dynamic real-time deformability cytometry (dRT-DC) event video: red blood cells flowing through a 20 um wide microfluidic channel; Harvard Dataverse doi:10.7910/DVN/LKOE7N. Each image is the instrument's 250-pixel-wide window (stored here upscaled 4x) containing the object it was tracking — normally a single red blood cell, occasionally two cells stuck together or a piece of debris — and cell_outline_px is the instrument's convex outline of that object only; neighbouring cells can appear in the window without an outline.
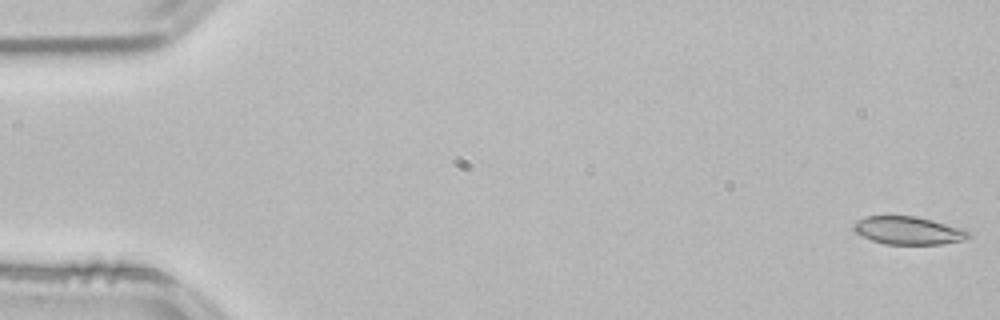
{"species": "common noctule bat (a hibernating species)", "species_latin": "Nyctalus noctula", "temperature_condition": "room temperature", "stored_images_in_passage": 49, "camera_frame_rate_fps": 3000, "um_per_image_px": 0.085, "animal": {"sex": "male", "body_mass_g": 21.5, "forearm_length_mm": 52.0}, "frame": {"image": 1, "passage_image": 1, "time_ms": 0.0, "image_size_px": [1000, 320], "cell_outline_px": [[972, 236], [964, 240], [940, 244], [884, 244], [872, 240], [856, 232], [852, 228], [852, 224], [856, 220], [864, 216], [916, 216], [968, 228]], "centroid_in_image_um": [77.26, 19.58], "position_along_channel_um": 7.7, "area_um2": 19.07}}
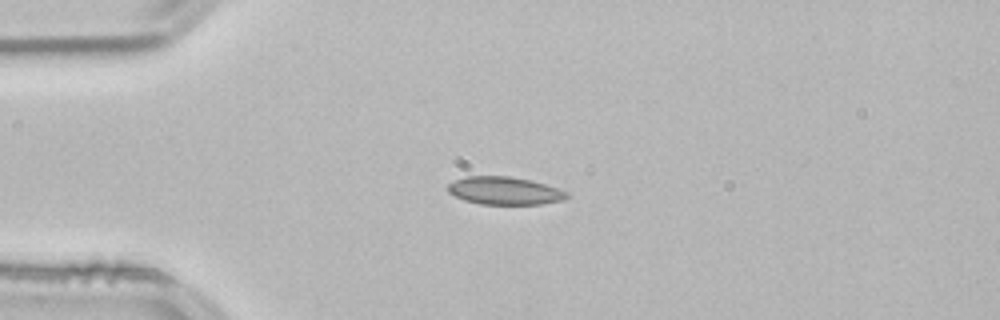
{"frame": {"image": 2, "passage_image": 13, "time_ms": 4.0, "image_size_px": [1000, 320], "cell_outline_px": [[568, 196], [564, 200], [540, 204], [480, 204], [464, 200], [448, 192], [448, 184], [452, 180], [464, 176], [508, 176], [532, 180], [568, 192]], "centroid_in_image_um": [42.86, 16.2], "position_along_channel_um": 42.1, "area_um2": 19.31}}
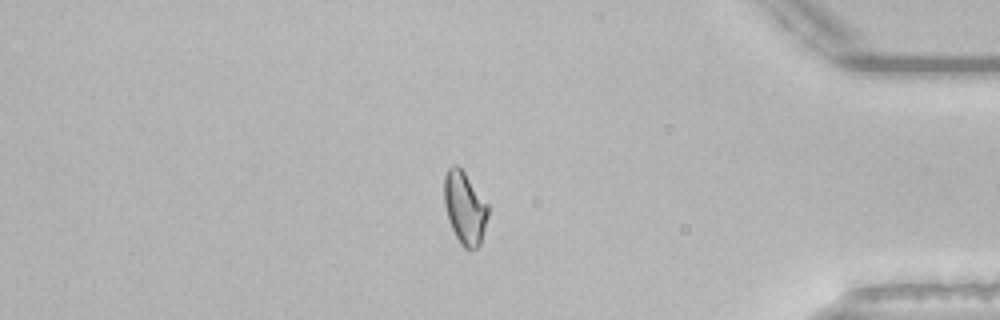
{"frame": {"image": 3, "passage_image": 45, "time_ms": 14.667, "image_size_px": [1000, 320], "cell_outline_px": [[488, 216], [480, 244], [476, 248], [464, 248], [460, 244], [448, 220], [444, 204], [444, 176], [448, 168], [452, 164], [456, 164], [464, 172], [488, 204]], "centroid_in_image_um": [39.49, 17.65], "position_along_channel_um": 395.7, "area_um2": 18.44}, "authors_computed_cell_mechanics": {"area_um2": 18.6694, "velocity_mm_per_s": 3.8332, "shape_relaxation_time_tau1_ms": null, "shape_relaxation_time_tau2_ms": 1.3836, "deformation_change_tau1": null, "deformation_change_tau2": 0.0439}}